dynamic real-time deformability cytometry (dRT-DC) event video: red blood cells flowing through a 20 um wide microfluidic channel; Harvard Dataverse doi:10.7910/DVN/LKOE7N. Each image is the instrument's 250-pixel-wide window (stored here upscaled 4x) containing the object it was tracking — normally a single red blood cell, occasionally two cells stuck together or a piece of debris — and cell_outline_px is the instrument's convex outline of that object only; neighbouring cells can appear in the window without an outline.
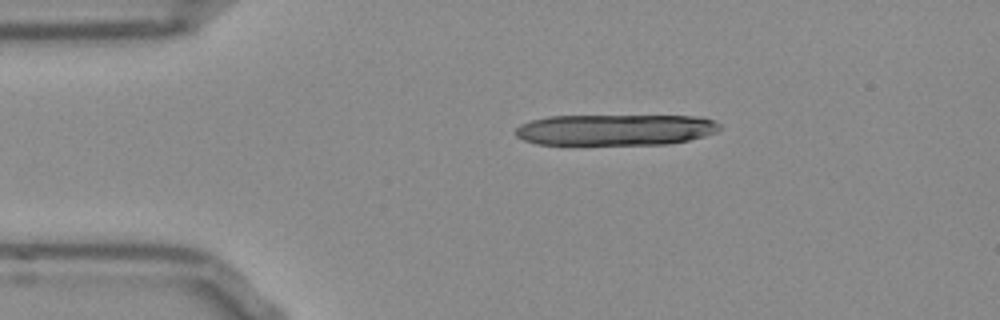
{"species": "Egyptian fruit bat (a non-hibernating species)", "species_latin": "Rousettus aegyptiacus", "temperature_condition": "room temperature", "stored_images_in_passage": 7, "camera_frame_rate_fps": 3000, "um_per_image_px": 0.085, "frame": {"image": 1, "passage_image": 1, "time_ms": 0.0, "image_size_px": [1000, 320], "cell_outline_px": [[720, 128], [716, 132], [704, 136], [688, 140], [668, 144], [536, 144], [524, 140], [516, 136], [516, 128], [520, 124], [532, 120], [548, 116], [700, 116], [712, 120], [720, 124]], "centroid_in_image_um": [52.3, 11.03], "position_along_channel_um": 32.7, "area_um2": 36.93}}